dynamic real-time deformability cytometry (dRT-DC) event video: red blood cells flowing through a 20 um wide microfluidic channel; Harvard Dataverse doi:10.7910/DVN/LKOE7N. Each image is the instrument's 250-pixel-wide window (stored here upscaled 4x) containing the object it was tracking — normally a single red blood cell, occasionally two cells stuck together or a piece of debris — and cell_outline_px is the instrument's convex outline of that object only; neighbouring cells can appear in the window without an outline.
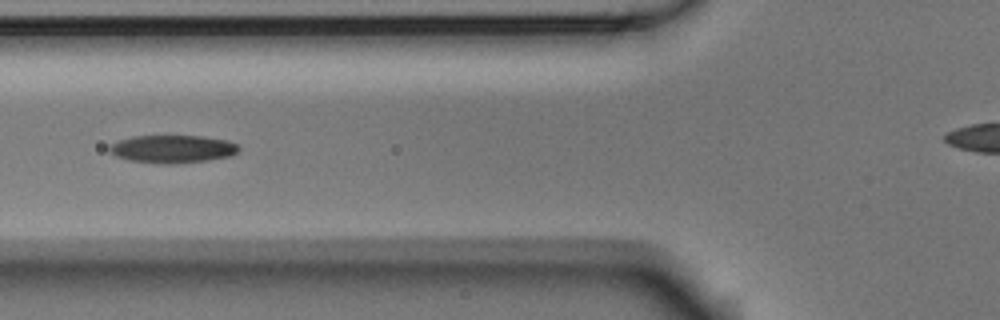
{"species": "Egyptian fruit bat (a non-hibernating species)", "species_latin": "Rousettus aegyptiacus", "temperature_condition": "room temperature", "stored_images_in_passage": 11, "camera_frame_rate_fps": 3000, "um_per_image_px": 0.085, "animal": {"sex": "male"}, "frame": {"image": 1, "passage_image": 4, "time_ms": 1.0, "image_size_px": [1000, 320], "cell_outline_px": [[240, 148], [236, 152], [228, 156], [208, 160], [168, 164], [164, 164], [128, 160], [116, 156], [108, 152], [108, 148], [112, 144], [120, 140], [132, 136], [204, 136], [228, 140], [240, 144]], "centroid_in_image_um": [14.67, 12.65], "position_along_channel_um": 111.1, "area_um2": 20.98}}
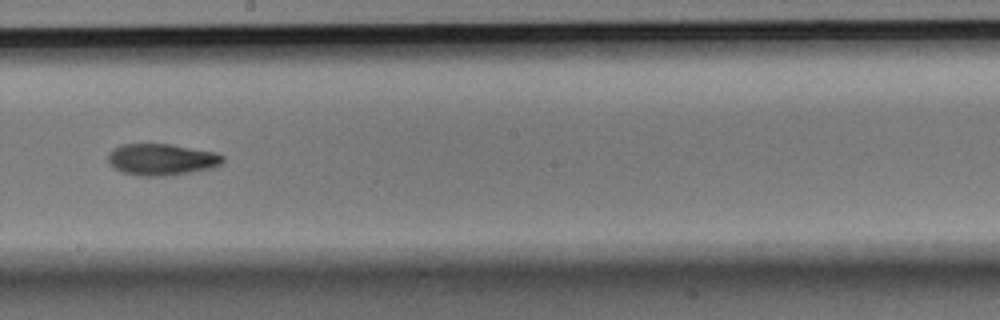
{"frame": {"image": 2, "passage_image": 7, "time_ms": 2.0, "image_size_px": [1000, 320], "cell_outline_px": [[224, 160], [220, 164], [212, 168], [172, 176], [140, 176], [120, 172], [108, 160], [108, 152], [112, 148], [120, 144], [172, 144], [216, 152], [224, 156]], "centroid_in_image_um": [13.74, 13.55], "position_along_channel_um": 234.5, "area_um2": 21.39}}
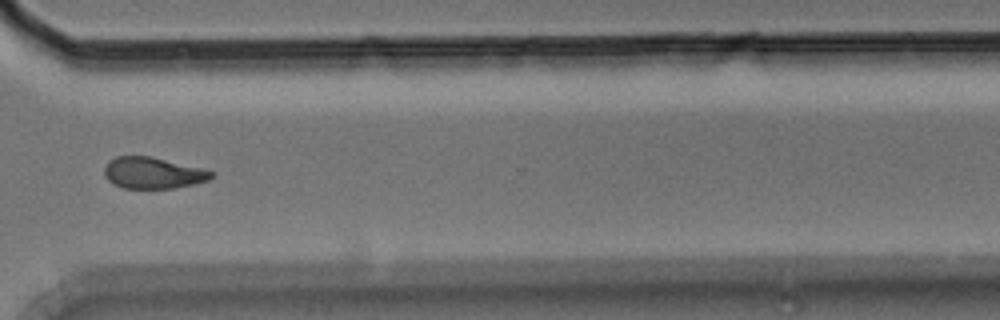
{"frame": {"image": 3, "passage_image": 10, "time_ms": 3.0, "image_size_px": [1000, 320], "cell_outline_px": [[212, 176], [208, 180], [176, 188], [124, 188], [112, 184], [104, 176], [104, 168], [108, 160], [116, 156], [152, 156], [200, 168], [212, 172]], "centroid_in_image_um": [12.92, 14.69], "position_along_channel_um": 357.7, "area_um2": 19.48}}